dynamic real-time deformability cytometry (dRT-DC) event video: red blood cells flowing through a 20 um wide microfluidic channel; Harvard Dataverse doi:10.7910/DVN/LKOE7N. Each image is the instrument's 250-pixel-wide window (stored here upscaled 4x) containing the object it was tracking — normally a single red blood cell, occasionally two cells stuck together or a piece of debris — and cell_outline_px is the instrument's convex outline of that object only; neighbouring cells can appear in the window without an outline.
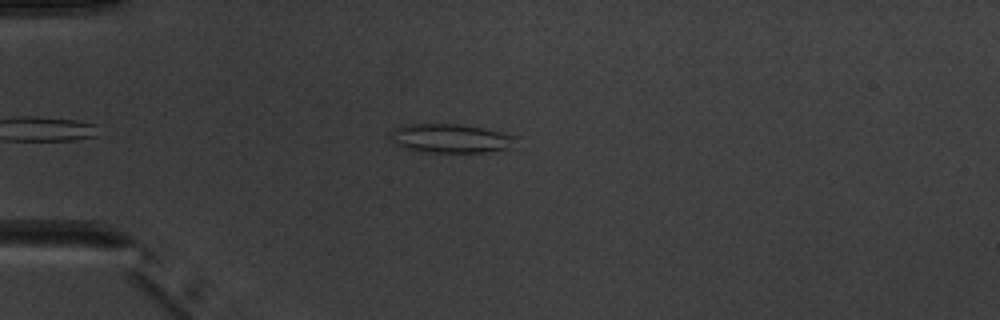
{"species": "common noctule bat (a hibernating species)", "species_latin": "Nyctalus noctula", "temperature_condition": "warm", "stored_images_in_passage": 2, "camera_frame_rate_fps": 3000, "um_per_image_px": 0.085, "animal": {"sex": "male", "body_mass_g": 20.1, "forearm_length_mm": 53.5}, "frame": {"image": 1, "passage_image": 1, "time_ms": 0.0, "image_size_px": [1000, 320], "cell_outline_px": [[520, 136], [508, 148], [484, 152], [432, 152], [408, 148], [400, 144], [396, 140], [392, 132], [392, 128], [408, 124], [456, 124], [484, 128]], "centroid_in_image_um": [38.41, 11.74], "position_along_channel_um": 46.6, "area_um2": 20.52}}